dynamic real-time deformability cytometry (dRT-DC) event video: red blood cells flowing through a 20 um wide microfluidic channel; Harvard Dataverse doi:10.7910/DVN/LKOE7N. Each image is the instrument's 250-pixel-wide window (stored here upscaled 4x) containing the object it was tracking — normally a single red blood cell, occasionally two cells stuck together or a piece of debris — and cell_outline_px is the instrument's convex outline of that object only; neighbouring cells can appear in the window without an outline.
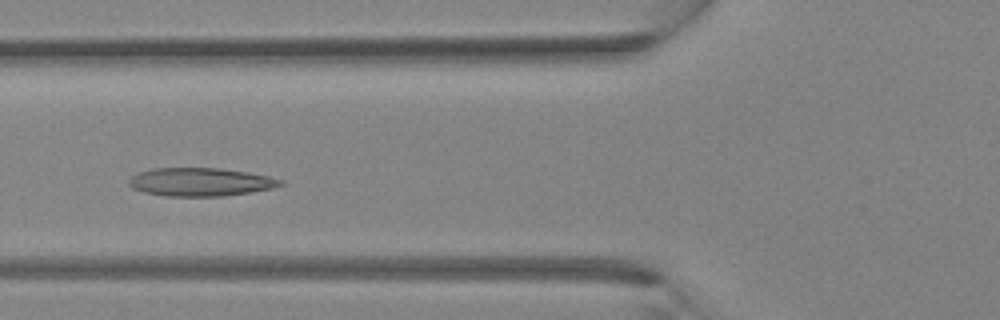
{"species": "Egyptian fruit bat (a non-hibernating species)", "species_latin": "Rousettus aegyptiacus", "temperature_condition": "room temperature", "stored_images_in_passage": 5, "camera_frame_rate_fps": 3000, "um_per_image_px": 0.085, "animal": {"sex": "female"}, "frame": {"image": 1, "passage_image": 5, "time_ms": 4.667, "image_size_px": [1000, 320], "cell_outline_px": [[284, 184], [272, 188], [252, 192], [224, 196], [164, 196], [144, 192], [132, 188], [128, 184], [128, 180], [132, 176], [140, 172], [152, 168], [220, 168], [248, 172], [268, 176], [284, 180]], "centroid_in_image_um": [17.05, 15.47], "position_along_channel_um": 108.8, "area_um2": 25.09}}